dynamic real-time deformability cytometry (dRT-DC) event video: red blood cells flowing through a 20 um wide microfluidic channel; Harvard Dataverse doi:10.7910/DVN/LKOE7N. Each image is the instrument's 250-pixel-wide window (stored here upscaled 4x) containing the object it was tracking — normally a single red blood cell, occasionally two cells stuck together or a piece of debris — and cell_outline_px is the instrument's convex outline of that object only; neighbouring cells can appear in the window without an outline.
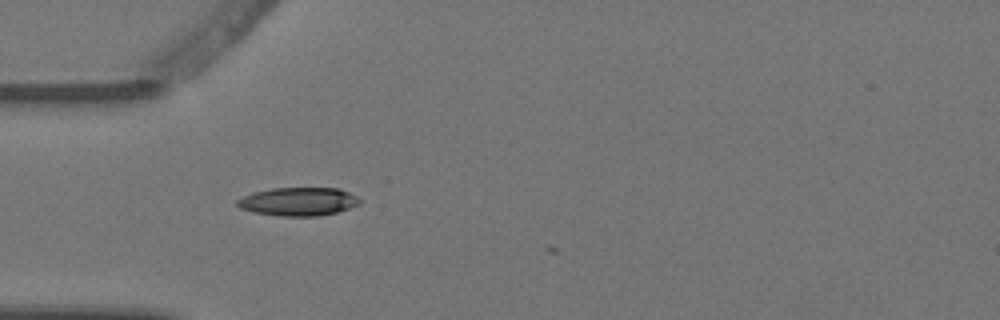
{"species": "Egyptian fruit bat (a non-hibernating species)", "species_latin": "Rousettus aegyptiacus", "temperature_condition": "warm", "stored_images_in_passage": 3, "camera_frame_rate_fps": 3000, "um_per_image_px": 0.085, "animal": {"sex": "female"}, "frame": {"image": 1, "passage_image": 2, "time_ms": 0.333, "image_size_px": [1000, 320], "cell_outline_px": [[360, 204], [336, 212], [320, 216], [280, 216], [256, 212], [240, 208], [236, 204], [236, 200], [252, 192], [272, 188], [340, 188], [356, 196], [360, 200]], "centroid_in_image_um": [25.35, 17.13], "position_along_channel_um": 59.6, "area_um2": 20.17}}